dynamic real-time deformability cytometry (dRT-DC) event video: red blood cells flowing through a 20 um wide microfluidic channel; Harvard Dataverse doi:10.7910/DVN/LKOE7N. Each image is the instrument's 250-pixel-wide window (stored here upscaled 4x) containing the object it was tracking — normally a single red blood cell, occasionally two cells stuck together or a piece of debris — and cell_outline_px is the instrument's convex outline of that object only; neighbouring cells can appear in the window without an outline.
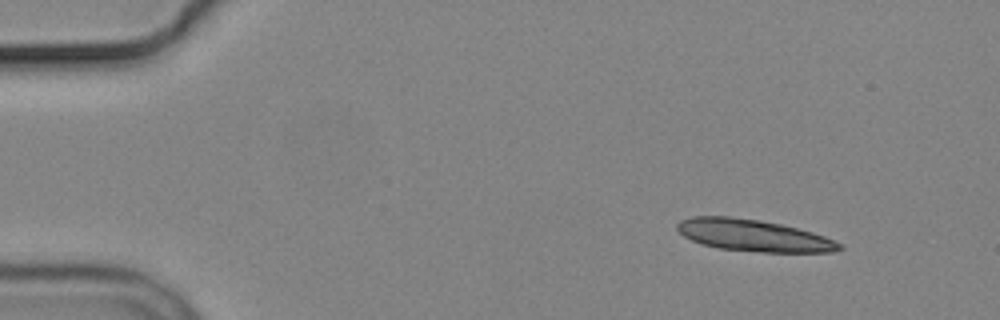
{"species": "common noctule bat (a hibernating species)", "species_latin": "Nyctalus noctula", "temperature_condition": "cold", "stored_images_in_passage": 4, "camera_frame_rate_fps": 3000, "um_per_image_px": 0.085, "animal": {"sex": "male", "body_mass_g": 19.2, "forearm_length_mm": 51.8}, "frame": {"image": 1, "passage_image": 1, "time_ms": 0.0, "image_size_px": [1000, 320], "cell_outline_px": [[844, 248], [832, 252], [760, 252], [716, 248], [700, 244], [684, 236], [676, 228], [676, 224], [680, 220], [692, 216], [728, 216], [760, 220], [780, 224], [812, 232], [824, 236], [844, 244]], "centroid_in_image_um": [64.03, 20.01], "position_along_channel_um": 21.0, "area_um2": 30.17}}